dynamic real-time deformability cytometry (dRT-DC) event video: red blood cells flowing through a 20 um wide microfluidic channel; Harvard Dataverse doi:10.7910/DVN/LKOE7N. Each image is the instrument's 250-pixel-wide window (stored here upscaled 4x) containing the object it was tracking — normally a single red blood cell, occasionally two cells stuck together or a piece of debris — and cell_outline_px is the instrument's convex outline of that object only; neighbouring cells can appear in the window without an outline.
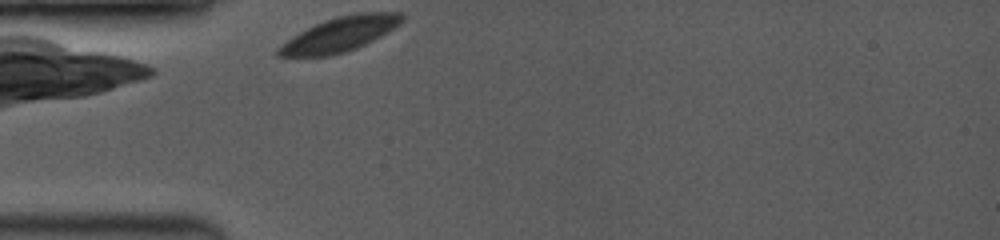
{"species": "common noctule bat (a hibernating species)", "species_latin": "Nyctalus noctula", "temperature_condition": "room temperature", "stored_images_in_passage": 22, "camera_frame_rate_fps": 3500, "um_per_image_px": 0.085, "animal": {"sex": "female", "body_mass_g": 19.0, "forearm_length_mm": 53.3}, "frame": {"image": 1, "passage_image": 1, "time_ms": 0.0, "image_size_px": [1000, 240], "cell_outline_px": [[404, 20], [400, 24], [380, 36], [356, 48], [332, 56], [276, 56], [276, 48], [292, 36], [324, 20], [336, 16], [356, 12], [400, 12], [404, 16]], "centroid_in_image_um": [28.89, 2.9], "position_along_channel_um": 56.1, "area_um2": 24.8}}
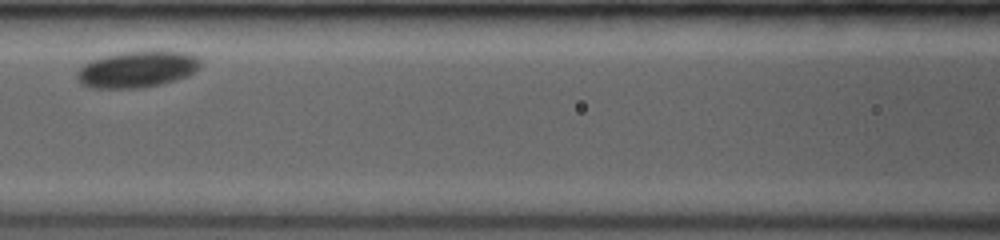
{"frame": {"image": 2, "passage_image": 8, "time_ms": 2.857, "image_size_px": [1000, 240], "cell_outline_px": [[200, 68], [196, 72], [188, 76], [176, 80], [160, 84], [140, 88], [88, 88], [80, 84], [76, 80], [76, 72], [84, 64], [92, 60], [104, 56], [124, 52], [164, 48], [184, 52], [196, 56], [200, 60]], "centroid_in_image_um": [11.69, 5.87], "position_along_channel_um": 154.9, "area_um2": 26.99}}
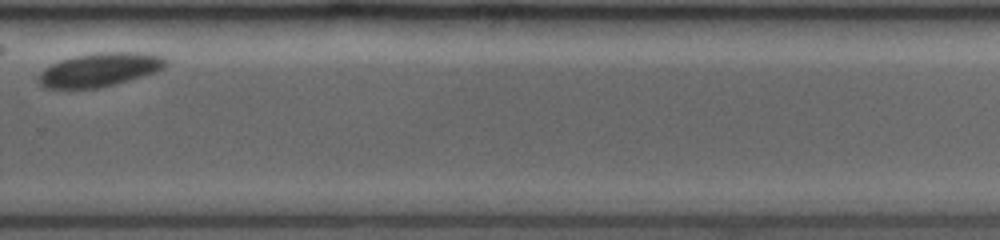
{"frame": {"image": 3, "passage_image": 19, "time_ms": 7.429, "image_size_px": [1000, 240], "cell_outline_px": [[168, 64], [164, 68], [116, 84], [96, 88], [44, 88], [40, 84], [40, 72], [52, 64], [76, 56], [100, 52], [140, 52], [164, 56], [168, 60]], "centroid_in_image_um": [8.52, 5.92], "position_along_channel_um": 321.3, "area_um2": 24.51}, "authors_computed_cell_mechanics": {"area_um2": 25.3742, "velocity_mm_per_s": 3.6411, "shape_relaxation_time_tau1_ms": 1.154, "shape_relaxation_time_tau2_ms": null, "deformation_change_tau1": 0.0382, "deformation_change_tau2": null}}